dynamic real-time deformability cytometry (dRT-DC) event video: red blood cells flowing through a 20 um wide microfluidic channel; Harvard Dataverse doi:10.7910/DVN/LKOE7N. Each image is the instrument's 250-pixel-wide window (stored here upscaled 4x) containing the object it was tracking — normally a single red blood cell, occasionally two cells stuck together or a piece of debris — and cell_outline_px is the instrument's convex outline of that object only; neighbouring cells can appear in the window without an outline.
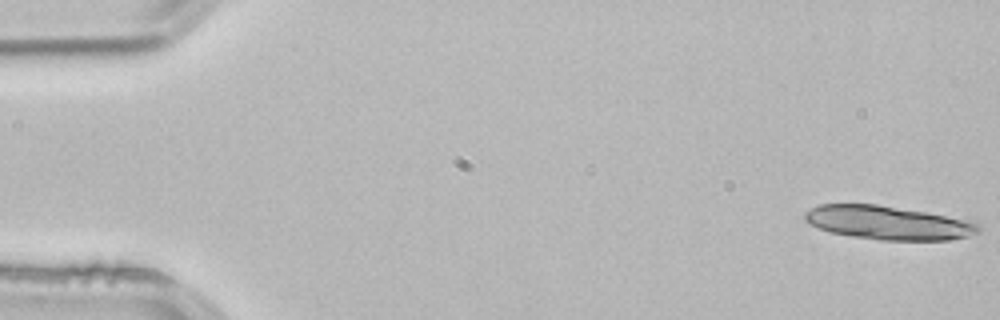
{"species": "common noctule bat (a hibernating species)", "species_latin": "Nyctalus noctula", "temperature_condition": "room temperature", "stored_images_in_passage": 4, "segment_of_instrument_passage": [2, 2], "camera_frame_rate_fps": 3000, "um_per_image_px": 0.085, "animal": {"sex": "male", "body_mass_g": 21.5, "forearm_length_mm": 52.0}, "frame": {"image": 1, "passage_image": 4, "time_ms": 1.0, "image_size_px": [1000, 320], "cell_outline_px": [[980, 232], [968, 236], [952, 240], [880, 240], [852, 236], [832, 232], [820, 228], [804, 220], [804, 212], [820, 204], [876, 204], [972, 220], [980, 228]], "centroid_in_image_um": [75.52, 18.93], "position_along_channel_um": 9.5, "area_um2": 33.87}}